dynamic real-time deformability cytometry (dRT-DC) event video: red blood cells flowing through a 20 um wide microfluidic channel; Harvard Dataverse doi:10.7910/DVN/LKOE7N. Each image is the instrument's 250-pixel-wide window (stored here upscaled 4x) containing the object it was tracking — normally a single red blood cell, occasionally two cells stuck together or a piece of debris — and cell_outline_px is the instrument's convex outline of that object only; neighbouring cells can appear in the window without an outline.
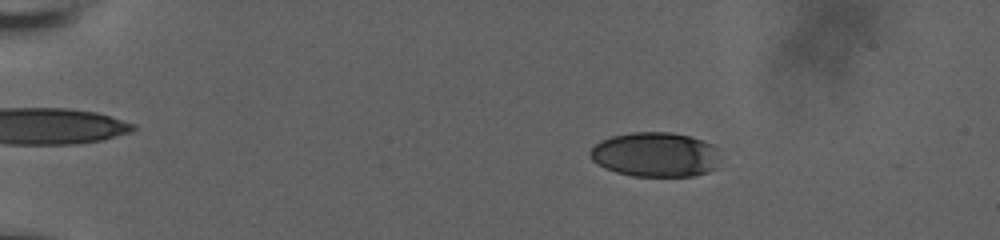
{"species": "human", "species_latin": "Homo sapiens", "temperature_condition": "room temperature", "stored_images_in_passage": 53, "camera_frame_rate_fps": 3000, "um_per_image_px": 0.085, "donor": {"sex": "male"}, "frame": {"image": 1, "passage_image": 6, "time_ms": 1.667, "image_size_px": [1000, 240], "cell_outline_px": [[724, 156], [720, 168], [708, 172], [692, 176], [632, 176], [616, 172], [604, 168], [596, 164], [592, 160], [588, 152], [600, 140], [612, 136], [632, 132], [672, 132], [704, 140], [712, 144]], "centroid_in_image_um": [55.79, 13.15], "position_along_channel_um": 29.2, "area_um2": 34.68}}
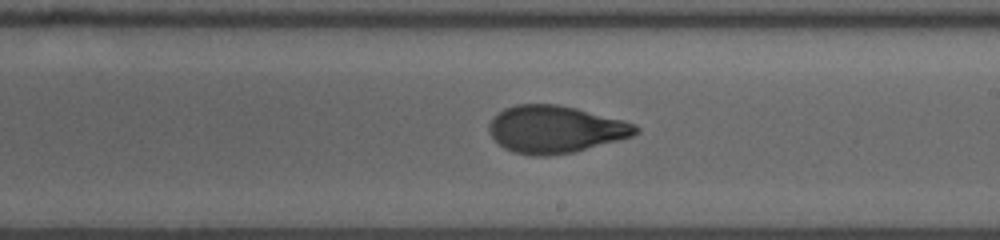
{"frame": {"image": 2, "passage_image": 31, "time_ms": 10.0, "image_size_px": [1000, 240], "cell_outline_px": [[640, 132], [632, 136], [620, 140], [572, 152], [548, 156], [532, 156], [512, 152], [504, 148], [492, 136], [488, 128], [492, 120], [504, 108], [516, 104], [556, 104], [576, 108], [624, 120], [636, 124], [640, 128]], "centroid_in_image_um": [47.24, 10.99], "position_along_channel_um": 241.8, "area_um2": 40.34}}
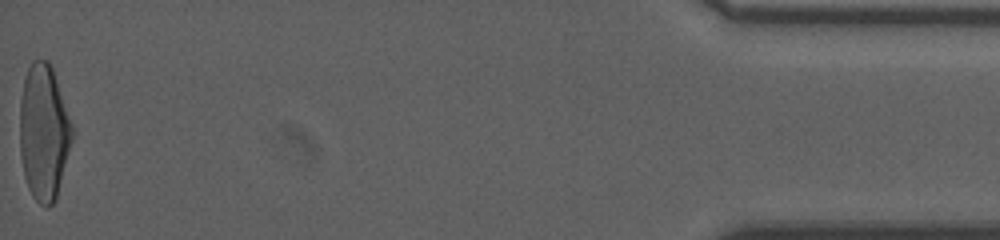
{"frame": {"image": 3, "passage_image": 53, "time_ms": 17.333, "image_size_px": [1000, 240], "cell_outline_px": [[72, 140], [56, 200], [48, 208], [44, 208], [32, 196], [28, 188], [24, 176], [20, 156], [20, 100], [24, 76], [32, 60], [48, 60], [52, 68], [72, 124]], "centroid_in_image_um": [3.7, 11.27], "position_along_channel_um": 431.5, "area_um2": 41.44}, "authors_computed_cell_mechanics": {"area_um2": 39.593, "velocity_mm_per_s": 3.767, "shape_relaxation_time_tau1_ms": 5.0517, "shape_relaxation_time_tau2_ms": 1.1074, "deformation_change_tau1": 0.2033, "deformation_change_tau2": 0.0682}}